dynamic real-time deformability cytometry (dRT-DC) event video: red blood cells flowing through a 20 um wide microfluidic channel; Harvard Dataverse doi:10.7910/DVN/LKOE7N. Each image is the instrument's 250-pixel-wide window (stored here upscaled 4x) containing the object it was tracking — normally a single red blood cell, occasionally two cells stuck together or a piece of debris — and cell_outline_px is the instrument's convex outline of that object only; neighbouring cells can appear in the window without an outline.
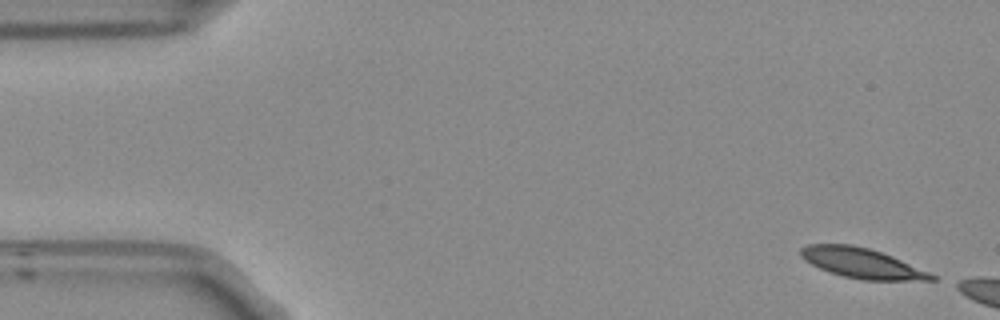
{"species": "Egyptian fruit bat (a non-hibernating species)", "species_latin": "Rousettus aegyptiacus", "temperature_condition": "room temperature", "stored_images_in_passage": 6, "camera_frame_rate_fps": 3000, "um_per_image_px": 0.085, "frame": {"image": 1, "passage_image": 1, "time_ms": 0.0, "image_size_px": [1000, 320], "cell_outline_px": [[940, 276], [936, 280], [864, 280], [844, 276], [820, 268], [804, 260], [800, 256], [800, 248], [808, 244], [852, 244], [868, 248], [892, 256]], "centroid_in_image_um": [73.29, 22.36], "position_along_channel_um": 11.7, "area_um2": 22.83}}